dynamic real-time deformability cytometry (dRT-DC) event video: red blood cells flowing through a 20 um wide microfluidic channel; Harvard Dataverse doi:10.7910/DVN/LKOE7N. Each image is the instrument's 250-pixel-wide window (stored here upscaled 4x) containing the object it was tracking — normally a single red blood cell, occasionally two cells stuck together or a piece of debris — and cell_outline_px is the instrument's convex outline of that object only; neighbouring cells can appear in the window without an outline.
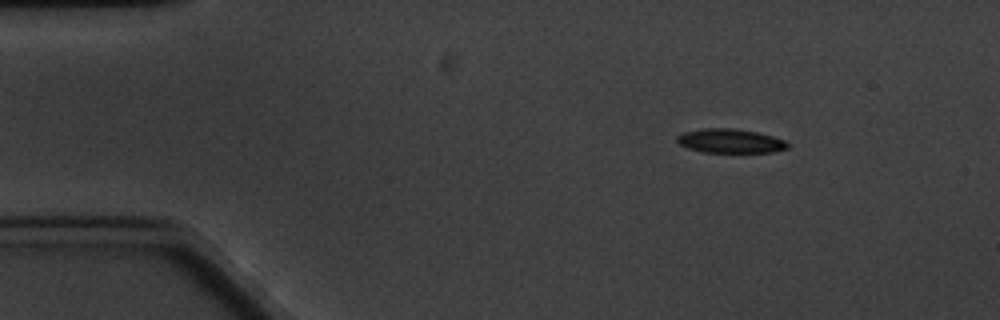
{"species": "common noctule bat (a hibernating species)", "species_latin": "Nyctalus noctula", "temperature_condition": "cold", "stored_images_in_passage": 4, "camera_frame_rate_fps": 3000, "um_per_image_px": 0.085, "animal": {"sex": "male", "body_mass_g": 20.1, "forearm_length_mm": 53.5}, "frame": {"image": 1, "passage_image": 1, "time_ms": 0.0, "image_size_px": [1000, 320], "cell_outline_px": [[792, 144], [788, 148], [772, 152], [704, 152], [688, 148], [680, 144], [676, 140], [676, 136], [684, 132], [704, 128], [732, 128], [756, 132], [772, 136], [784, 140]], "centroid_in_image_um": [62.09, 11.98], "position_along_channel_um": 22.9, "area_um2": 15.49}}
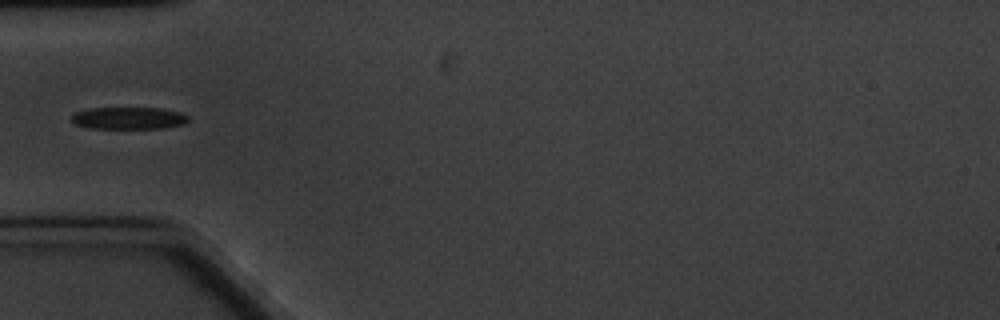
{"frame": {"image": 2, "passage_image": 4, "time_ms": 3.667, "image_size_px": [1000, 320], "cell_outline_px": [[188, 120], [184, 124], [164, 128], [88, 128], [76, 124], [72, 120], [72, 116], [76, 112], [88, 108], [160, 108], [180, 112], [188, 116]], "centroid_in_image_um": [10.95, 10.04], "position_along_channel_um": 74.1, "area_um2": 14.97}}